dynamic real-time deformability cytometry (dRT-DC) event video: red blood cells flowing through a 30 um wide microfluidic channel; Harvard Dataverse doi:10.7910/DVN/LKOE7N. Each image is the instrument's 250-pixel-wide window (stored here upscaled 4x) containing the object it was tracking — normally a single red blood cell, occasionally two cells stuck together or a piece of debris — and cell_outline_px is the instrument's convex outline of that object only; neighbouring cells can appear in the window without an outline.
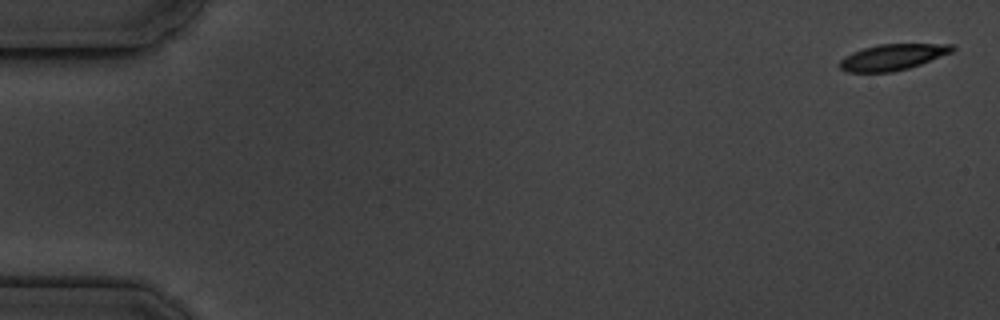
{"species": "common noctule bat (a hibernating species)", "species_latin": "Nyctalus noctula", "temperature_condition": "cold", "stored_images_in_passage": 17, "camera_frame_rate_fps": 3000, "um_per_image_px": 0.085, "animal": {"sex": "male", "body_mass_g": 19.5, "forearm_length_mm": 54.6}, "frame": {"image": 1, "passage_image": 1, "time_ms": 0.0, "image_size_px": [1000, 320], "cell_outline_px": [[956, 48], [952, 52], [920, 64], [908, 68], [892, 72], [848, 72], [840, 68], [840, 60], [844, 56], [852, 52], [876, 44], [956, 44]], "centroid_in_image_um": [75.87, 4.84], "position_along_channel_um": 9.1, "area_um2": 17.05}}
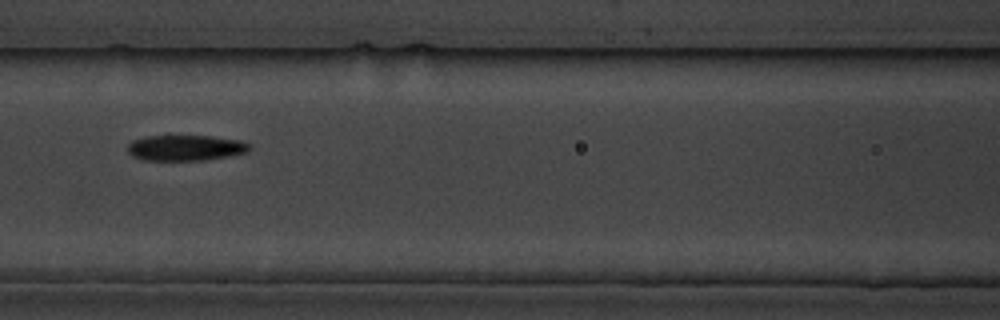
{"frame": {"image": 2, "passage_image": 8, "time_ms": 8.0, "image_size_px": [1000, 320], "cell_outline_px": [[252, 148], [248, 152], [228, 156], [204, 160], [144, 160], [132, 156], [128, 152], [128, 144], [132, 140], [148, 136], [168, 132], [212, 136], [244, 140]], "centroid_in_image_um": [15.76, 12.51], "position_along_channel_um": 150.8, "area_um2": 19.25}}
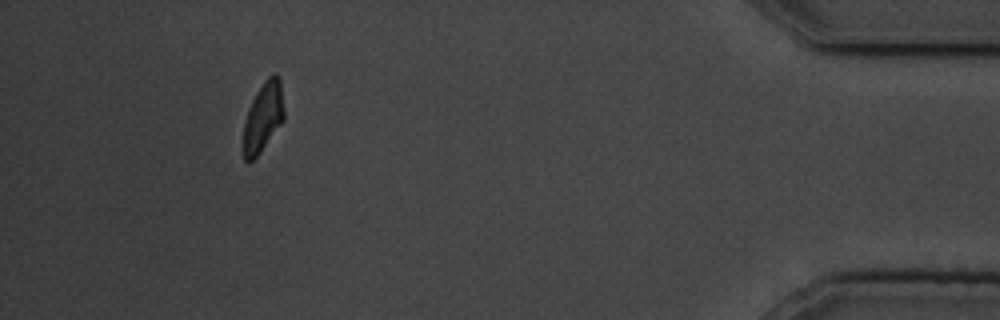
{"frame": {"image": 3, "passage_image": 16, "time_ms": 17.0, "image_size_px": [1000, 320], "cell_outline_px": [[284, 120], [260, 152], [248, 164], [244, 160], [240, 148], [244, 120], [248, 108], [256, 92], [264, 80], [272, 72], [276, 72], [280, 76], [284, 108]], "centroid_in_image_um": [22.32, 9.96], "position_along_channel_um": 412.9, "area_um2": 17.22}, "authors_computed_cell_mechanics": {"area_um2": 18.0914, "velocity_mm_per_s": 3.5546, "shape_relaxation_time_tau1_ms": 1.7788, "shape_relaxation_time_tau2_ms": 1.7749, "deformation_change_tau1": 0.083, "deformation_change_tau2": 0.0708}}